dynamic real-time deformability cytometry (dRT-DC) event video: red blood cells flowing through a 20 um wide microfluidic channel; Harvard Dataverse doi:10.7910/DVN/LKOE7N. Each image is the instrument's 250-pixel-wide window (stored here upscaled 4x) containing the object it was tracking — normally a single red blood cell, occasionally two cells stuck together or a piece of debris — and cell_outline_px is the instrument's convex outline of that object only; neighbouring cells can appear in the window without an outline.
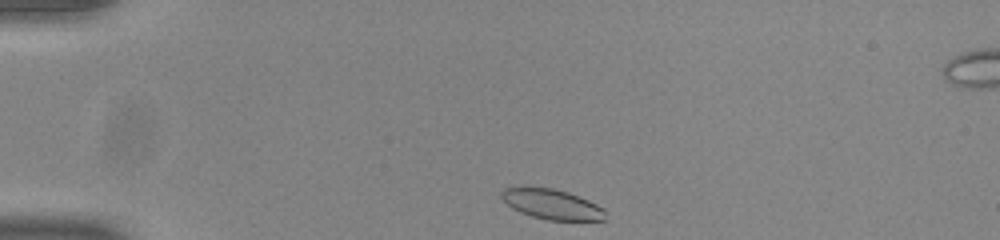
{"species": "common noctule bat (a hibernating species)", "species_latin": "Nyctalus noctula", "temperature_condition": "room temperature", "stored_images_in_passage": 42, "camera_frame_rate_fps": 3000, "um_per_image_px": 0.085, "animal": {"sex": "male", "body_mass_g": 20.0, "forearm_length_mm": 53.3}, "frame": {"image": 1, "passage_image": 1, "time_ms": 0.0, "image_size_px": [1000, 240], "cell_outline_px": [[604, 220], [548, 220], [532, 216], [520, 212], [512, 208], [500, 196], [500, 192], [504, 188], [524, 184], [552, 188], [568, 192], [588, 200], [604, 208]], "centroid_in_image_um": [46.83, 17.31], "position_along_channel_um": 38.2, "area_um2": 18.55}}
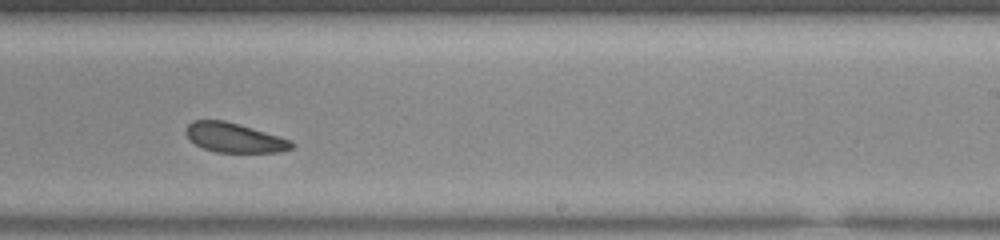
{"frame": {"image": 2, "passage_image": 23, "time_ms": 7.333, "image_size_px": [1000, 240], "cell_outline_px": [[296, 144], [292, 148], [280, 152], [216, 152], [204, 148], [196, 144], [184, 132], [184, 128], [192, 120], [224, 120], [280, 136], [292, 140]], "centroid_in_image_um": [19.93, 11.7], "position_along_channel_um": 269.1, "area_um2": 18.15}}
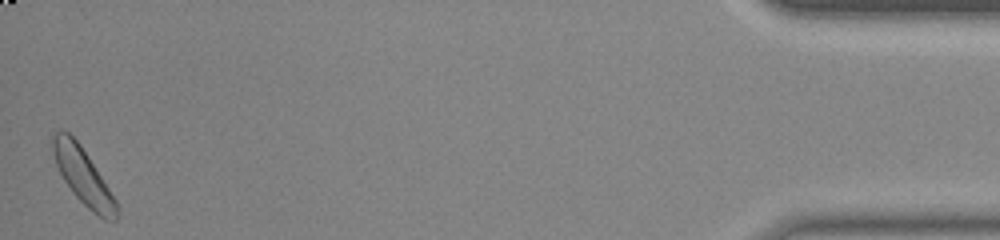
{"frame": {"image": 3, "passage_image": 42, "time_ms": 13.667, "image_size_px": [1000, 240], "cell_outline_px": [[116, 220], [104, 220], [92, 212], [72, 192], [64, 180], [56, 164], [52, 152], [52, 136], [56, 132], [68, 132], [80, 144], [88, 156], [116, 200]], "centroid_in_image_um": [7.04, 14.98], "position_along_channel_um": 428.2, "area_um2": 20.29}, "authors_computed_cell_mechanics": {"area_um2": 19.5653, "velocity_mm_per_s": 3.8302, "shape_relaxation_time_tau1_ms": 1.5262, "shape_relaxation_time_tau2_ms": null, "deformation_change_tau1": 0.0467, "deformation_change_tau2": null}}